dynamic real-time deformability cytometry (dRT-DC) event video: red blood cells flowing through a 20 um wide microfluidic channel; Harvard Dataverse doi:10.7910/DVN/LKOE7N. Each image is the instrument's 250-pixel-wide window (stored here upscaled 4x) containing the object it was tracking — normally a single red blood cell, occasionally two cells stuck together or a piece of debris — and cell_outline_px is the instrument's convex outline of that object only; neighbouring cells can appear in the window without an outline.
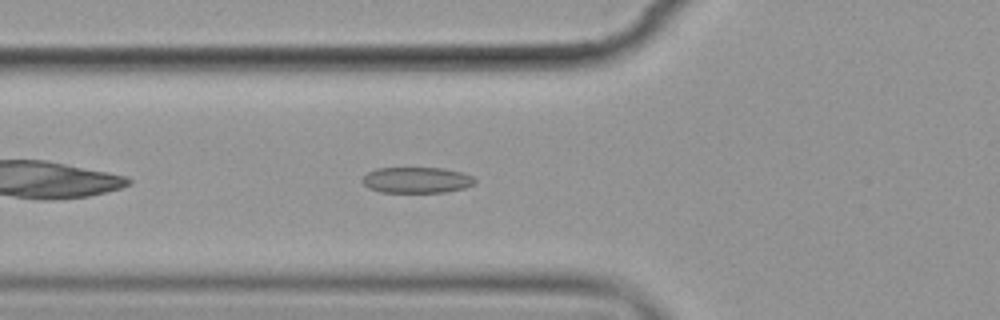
{"species": "common noctule bat (a hibernating species)", "species_latin": "Nyctalus noctula", "temperature_condition": "cold", "stored_images_in_passage": 6, "camera_frame_rate_fps": 3000, "um_per_image_px": 0.085, "animal": {"sex": "female", "body_mass_g": 19.9}, "frame": {"image": 1, "passage_image": 6, "time_ms": 6.667, "image_size_px": [1000, 320], "cell_outline_px": [[476, 184], [464, 188], [444, 192], [380, 192], [368, 188], [360, 180], [368, 172], [376, 168], [444, 168], [460, 172], [472, 176], [476, 180]], "centroid_in_image_um": [35.41, 15.3], "position_along_channel_um": 90.4, "area_um2": 17.05}}